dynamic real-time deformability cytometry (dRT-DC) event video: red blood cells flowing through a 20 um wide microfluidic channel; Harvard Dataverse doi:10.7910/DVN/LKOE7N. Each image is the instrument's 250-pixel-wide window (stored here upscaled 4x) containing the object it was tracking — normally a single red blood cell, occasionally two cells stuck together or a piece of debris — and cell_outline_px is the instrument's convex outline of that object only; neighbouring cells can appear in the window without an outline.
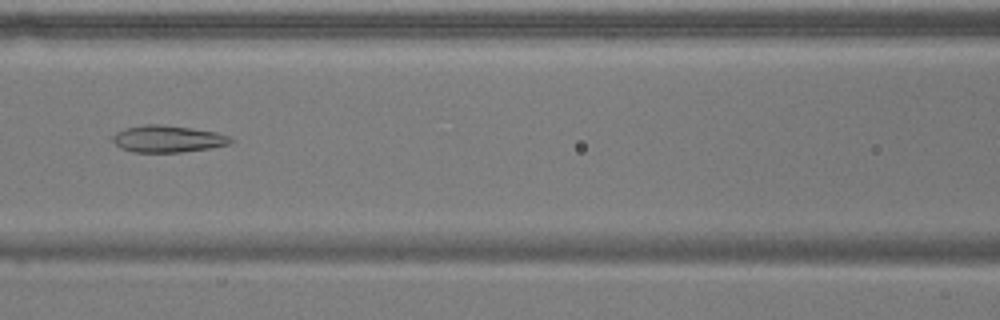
{"species": "common noctule bat (a hibernating species)", "species_latin": "Nyctalus noctula", "temperature_condition": "warm", "stored_images_in_passage": 48, "camera_frame_rate_fps": 3000, "um_per_image_px": 0.085, "animal": {"sex": "male", "body_mass_g": 17.9}, "frame": {"image": 1, "passage_image": 17, "time_ms": 5.333, "image_size_px": [1000, 320], "cell_outline_px": [[236, 140], [228, 144], [208, 148], [180, 152], [132, 152], [120, 148], [112, 140], [112, 136], [116, 132], [124, 128], [144, 124], [160, 124], [192, 128], [216, 132], [232, 136]], "centroid_in_image_um": [14.26, 11.79], "position_along_channel_um": 152.3, "area_um2": 18.61}}
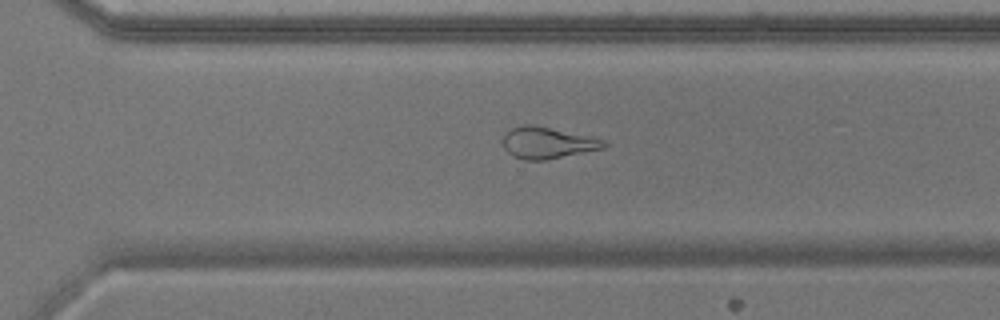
{"frame": {"image": 2, "passage_image": 31, "time_ms": 10.0, "image_size_px": [1000, 320], "cell_outline_px": [[608, 144], [604, 148], [544, 160], [524, 160], [512, 156], [504, 148], [504, 136], [512, 128], [524, 124], [532, 124], [592, 136], [604, 140]], "centroid_in_image_um": [46.55, 12.13], "position_along_channel_um": 324.0, "area_um2": 18.44}}
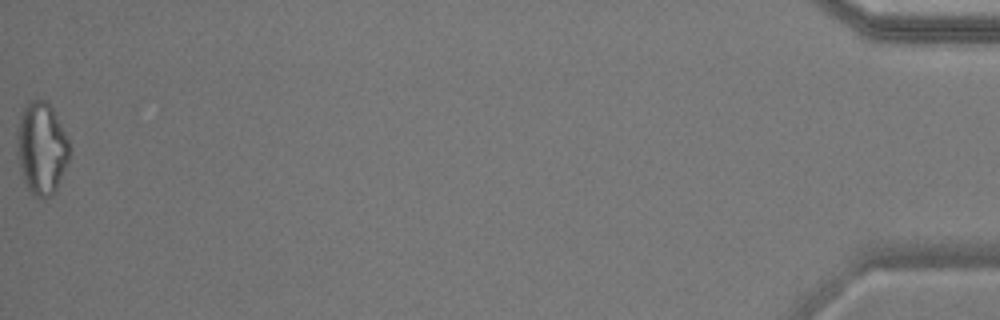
{"frame": {"image": 3, "passage_image": 48, "time_ms": 15.667, "image_size_px": [1000, 320], "cell_outline_px": [[68, 160], [56, 192], [48, 196], [36, 196], [28, 192], [20, 168], [16, 152], [16, 128], [20, 112], [24, 104], [28, 100], [48, 100], [68, 140]], "centroid_in_image_um": [3.48, 12.57], "position_along_channel_um": 431.7, "area_um2": 28.38}, "authors_computed_cell_mechanics": {"area_um2": 22.1663, "velocity_mm_per_s": 3.6873, "shape_relaxation_time_tau1_ms": null, "shape_relaxation_time_tau2_ms": 2.6833, "deformation_change_tau1": null, "deformation_change_tau2": 0.115}}